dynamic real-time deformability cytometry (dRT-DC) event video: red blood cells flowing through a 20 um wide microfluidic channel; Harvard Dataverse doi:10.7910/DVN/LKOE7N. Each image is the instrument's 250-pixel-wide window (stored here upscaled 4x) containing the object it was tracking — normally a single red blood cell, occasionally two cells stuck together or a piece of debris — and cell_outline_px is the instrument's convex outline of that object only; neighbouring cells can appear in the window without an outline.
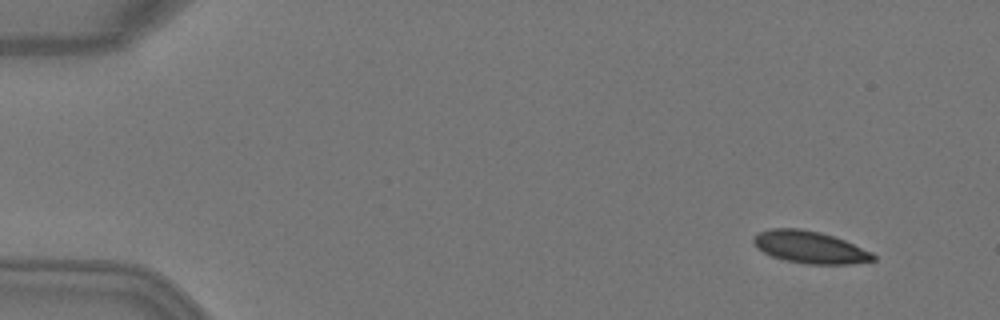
{"species": "Egyptian fruit bat (a non-hibernating species)", "species_latin": "Rousettus aegyptiacus", "temperature_condition": "warm", "stored_images_in_passage": 5, "camera_frame_rate_fps": 3000, "um_per_image_px": 0.085, "animal": {"sex": "female"}, "frame": {"image": 1, "passage_image": 2, "time_ms": 0.333, "image_size_px": [1000, 320], "cell_outline_px": [[876, 260], [852, 264], [808, 264], [784, 260], [772, 256], [756, 248], [752, 240], [752, 236], [756, 232], [768, 228], [800, 228], [820, 232], [844, 240], [872, 252], [876, 256]], "centroid_in_image_um": [68.79, 21.0], "position_along_channel_um": 16.2, "area_um2": 22.66}}